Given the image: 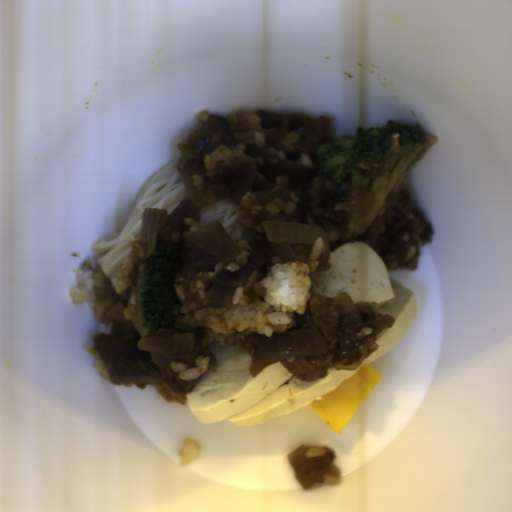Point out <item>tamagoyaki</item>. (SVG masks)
<instances>
[{"mask_svg": "<svg viewBox=\"0 0 512 512\" xmlns=\"http://www.w3.org/2000/svg\"><path fill=\"white\" fill-rule=\"evenodd\" d=\"M383 380L369 362L332 391L307 403L338 434Z\"/></svg>", "mask_w": 512, "mask_h": 512, "instance_id": "81b7327e", "label": "tamagoyaki"}]
</instances>
